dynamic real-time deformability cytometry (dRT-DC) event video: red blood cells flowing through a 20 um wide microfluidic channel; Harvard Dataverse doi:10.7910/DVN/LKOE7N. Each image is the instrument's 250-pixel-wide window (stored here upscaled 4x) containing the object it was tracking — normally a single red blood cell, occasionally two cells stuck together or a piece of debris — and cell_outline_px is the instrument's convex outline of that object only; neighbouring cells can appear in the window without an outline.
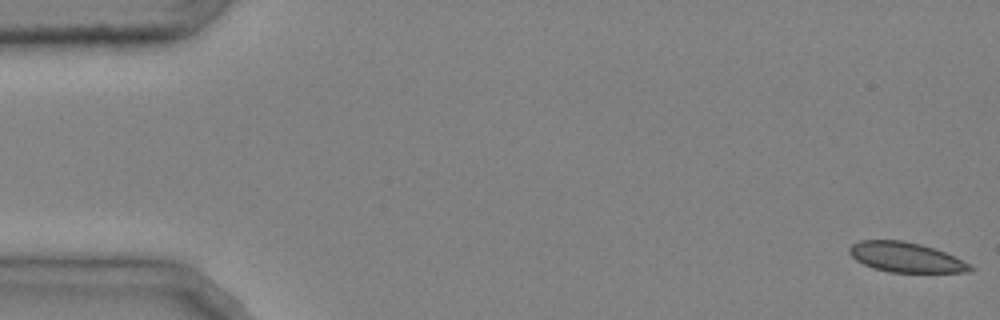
{"species": "common noctule bat (a hibernating species)", "species_latin": "Nyctalus noctula", "temperature_condition": "cold", "stored_images_in_passage": 48, "camera_frame_rate_fps": 3000, "um_per_image_px": 0.085, "animal": {"sex": "male", "body_mass_g": 20.4}, "frame": {"image": 1, "passage_image": 1, "time_ms": 0.0, "image_size_px": [1000, 320], "cell_outline_px": [[976, 268], [972, 272], [888, 272], [872, 268], [856, 260], [848, 252], [848, 248], [852, 244], [860, 240], [900, 240], [920, 244], [944, 252]], "centroid_in_image_um": [76.95, 21.87], "position_along_channel_um": 8.0, "area_um2": 20.87}}
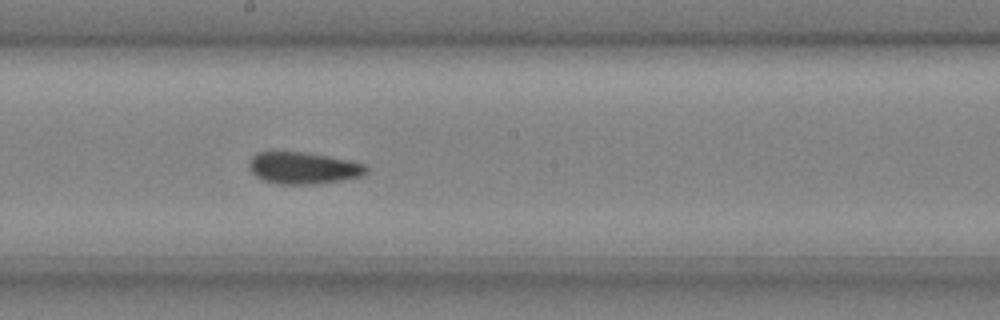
{"frame": {"image": 2, "passage_image": 27, "time_ms": 8.667, "image_size_px": [1000, 320], "cell_outline_px": [[368, 172], [360, 176], [340, 180], [312, 184], [280, 184], [264, 180], [256, 176], [248, 168], [248, 160], [252, 156], [260, 152], [304, 152], [328, 156], [348, 160], [364, 164], [368, 168]], "centroid_in_image_um": [25.75, 14.27], "position_along_channel_um": 222.4, "area_um2": 21.56}}
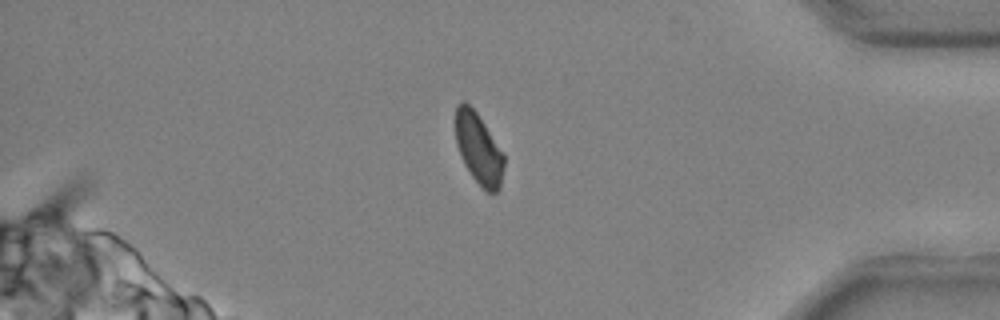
{"frame": {"image": 3, "passage_image": 42, "time_ms": 13.667, "image_size_px": [1000, 320], "cell_outline_px": [[504, 168], [500, 188], [496, 192], [488, 192], [472, 176], [464, 164], [460, 156], [456, 144], [456, 104], [460, 100], [464, 100], [476, 112], [504, 152]], "centroid_in_image_um": [40.69, 12.61], "position_along_channel_um": 394.5, "area_um2": 20.06}, "authors_computed_cell_mechanics": {"area_um2": 21.8195, "velocity_mm_per_s": 4.0049, "shape_relaxation_time_tau1_ms": null, "shape_relaxation_time_tau2_ms": 1.6917, "deformation_change_tau1": null, "deformation_change_tau2": 0.0541}}